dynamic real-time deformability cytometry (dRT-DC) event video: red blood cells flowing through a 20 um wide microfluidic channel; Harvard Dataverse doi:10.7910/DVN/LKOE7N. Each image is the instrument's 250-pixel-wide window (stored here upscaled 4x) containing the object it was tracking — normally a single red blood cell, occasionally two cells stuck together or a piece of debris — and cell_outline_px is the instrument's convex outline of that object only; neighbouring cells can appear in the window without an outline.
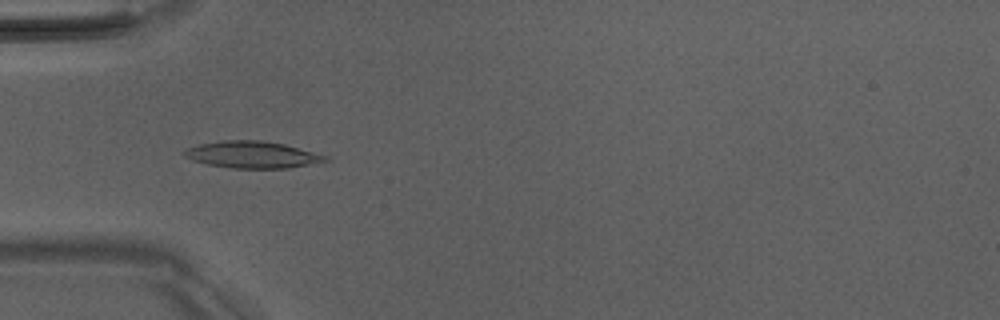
{"species": "Egyptian fruit bat (a non-hibernating species)", "species_latin": "Rousettus aegyptiacus", "temperature_condition": "room temperature", "stored_images_in_passage": 7, "camera_frame_rate_fps": 3000, "um_per_image_px": 0.085, "animal": {"sex": "male"}, "frame": {"image": 1, "passage_image": 4, "time_ms": 3.667, "image_size_px": [1000, 320], "cell_outline_px": [[332, 160], [288, 168], [232, 168], [208, 164], [192, 160], [184, 156], [180, 152], [188, 148], [200, 144], [220, 140], [260, 140], [284, 144], [328, 156]], "centroid_in_image_um": [21.43, 13.14], "position_along_channel_um": 63.6, "area_um2": 22.02}}